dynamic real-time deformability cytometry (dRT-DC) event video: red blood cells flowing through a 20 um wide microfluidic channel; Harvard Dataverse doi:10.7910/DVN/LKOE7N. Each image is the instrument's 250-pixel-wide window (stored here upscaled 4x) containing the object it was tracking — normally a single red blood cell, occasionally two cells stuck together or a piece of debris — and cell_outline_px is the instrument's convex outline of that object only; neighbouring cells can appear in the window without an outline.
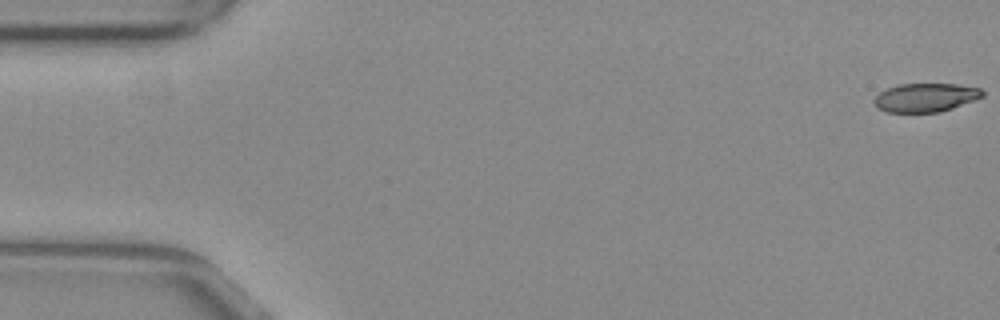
{"species": "common noctule bat (a hibernating species)", "species_latin": "Nyctalus noctula", "temperature_condition": "warm", "stored_images_in_passage": 54, "camera_frame_rate_fps": 3000, "um_per_image_px": 0.085, "animal": {"sex": "female", "body_mass_g": 29.2, "forearm_length_mm": 56.3}, "frame": {"image": 1, "passage_image": 1, "time_ms": 0.0, "image_size_px": [1000, 320], "cell_outline_px": [[984, 96], [952, 108], [940, 112], [888, 112], [876, 108], [872, 100], [880, 92], [888, 88], [900, 84], [956, 84], [980, 88], [984, 92]], "centroid_in_image_um": [78.65, 8.29], "position_along_channel_um": 6.4, "area_um2": 18.03}}
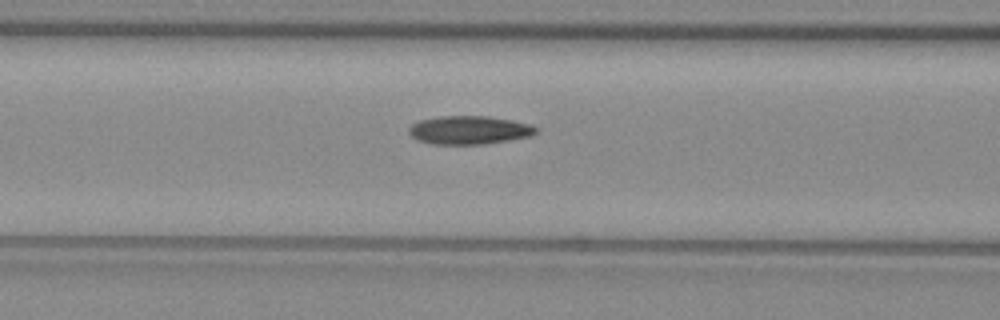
{"frame": {"image": 2, "passage_image": 22, "time_ms": 7.0, "image_size_px": [1000, 320], "cell_outline_px": [[536, 132], [532, 136], [480, 144], [432, 144], [416, 140], [408, 132], [408, 128], [412, 124], [420, 120], [440, 116], [488, 116], [512, 120], [528, 124], [536, 128]], "centroid_in_image_um": [39.83, 11.05], "position_along_channel_um": 126.8, "area_um2": 20.87}}
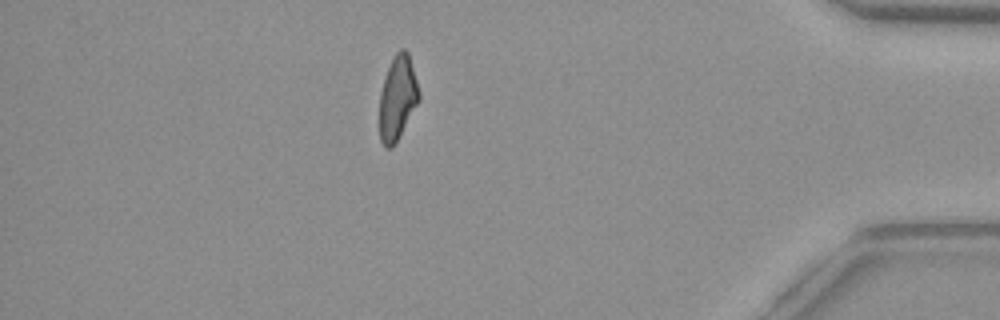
{"frame": {"image": 3, "passage_image": 47, "time_ms": 15.333, "image_size_px": [1000, 320], "cell_outline_px": [[420, 100], [396, 144], [392, 148], [384, 148], [380, 140], [380, 92], [388, 68], [396, 52], [400, 48], [404, 48], [408, 52], [420, 92]], "centroid_in_image_um": [33.8, 8.37], "position_along_channel_um": 401.4, "area_um2": 19.48}, "authors_computed_cell_mechanics": {"area_um2": 20.1144, "velocity_mm_per_s": 3.8642, "shape_relaxation_time_tau1_ms": null, "shape_relaxation_time_tau2_ms": 2.6509, "deformation_change_tau1": null, "deformation_change_tau2": 0.1012}}